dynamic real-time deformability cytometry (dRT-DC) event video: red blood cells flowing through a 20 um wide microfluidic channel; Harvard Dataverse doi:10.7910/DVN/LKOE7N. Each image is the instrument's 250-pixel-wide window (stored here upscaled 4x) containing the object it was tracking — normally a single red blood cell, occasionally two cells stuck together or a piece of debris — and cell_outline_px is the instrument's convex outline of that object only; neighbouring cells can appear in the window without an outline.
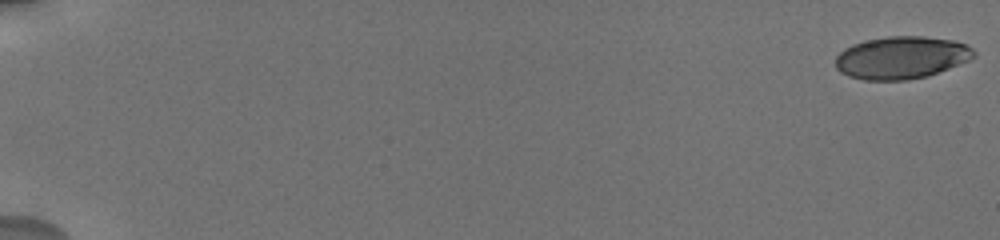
{"species": "human", "species_latin": "Homo sapiens", "temperature_condition": "cold", "stored_images_in_passage": 10, "camera_frame_rate_fps": 3000, "um_per_image_px": 0.085, "donor": {"sex": "male"}, "frame": {"image": 1, "passage_image": 1, "time_ms": 0.0, "image_size_px": [1000, 240], "cell_outline_px": [[976, 56], [968, 60], [928, 76], [908, 80], [864, 80], [848, 76], [840, 72], [836, 68], [836, 56], [844, 48], [852, 44], [864, 40], [888, 36], [924, 36], [952, 40], [968, 44], [976, 52]], "centroid_in_image_um": [76.61, 4.89], "position_along_channel_um": 8.4, "area_um2": 34.45}}